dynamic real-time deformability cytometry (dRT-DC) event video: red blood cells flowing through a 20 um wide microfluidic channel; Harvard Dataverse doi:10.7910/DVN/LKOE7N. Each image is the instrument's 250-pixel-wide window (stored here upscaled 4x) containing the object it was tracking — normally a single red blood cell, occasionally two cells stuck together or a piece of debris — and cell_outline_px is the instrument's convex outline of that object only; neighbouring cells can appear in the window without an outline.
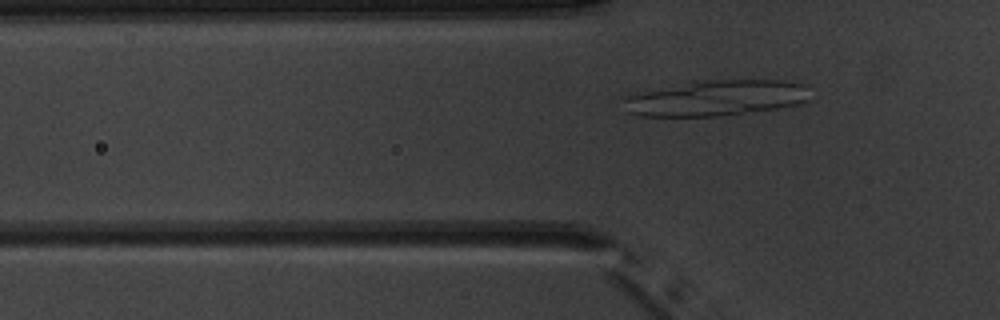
{"species": "common noctule bat (a hibernating species)", "species_latin": "Nyctalus noctula", "temperature_condition": "warm", "stored_images_in_passage": 7, "camera_frame_rate_fps": 3000, "um_per_image_px": 0.085, "animal": {"sex": "male", "body_mass_g": 20.1, "forearm_length_mm": 53.5}, "frame": {"image": 1, "passage_image": 7, "time_ms": 7.0, "image_size_px": [1000, 320], "cell_outline_px": [[808, 100], [796, 104], [776, 108], [720, 116], [640, 116], [624, 112], [616, 100], [628, 96], [692, 80], [780, 80], [804, 84]], "centroid_in_image_um": [60.72, 8.34], "position_along_channel_um": 65.1, "area_um2": 38.9}}